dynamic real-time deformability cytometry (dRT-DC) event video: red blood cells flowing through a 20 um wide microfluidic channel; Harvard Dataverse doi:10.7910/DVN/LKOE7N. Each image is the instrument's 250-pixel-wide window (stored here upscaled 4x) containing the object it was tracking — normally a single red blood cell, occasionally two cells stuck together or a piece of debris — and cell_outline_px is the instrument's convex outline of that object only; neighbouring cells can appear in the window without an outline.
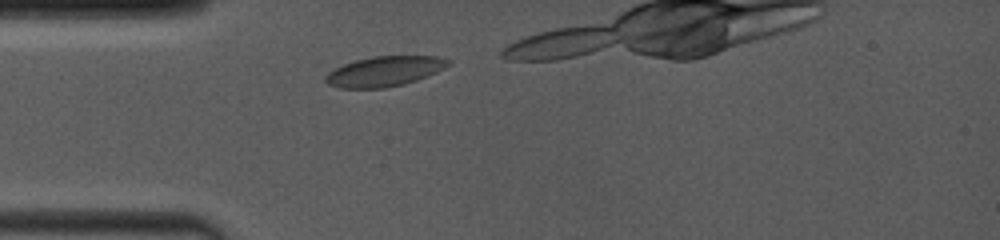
{"species": "common noctule bat (a hibernating species)", "species_latin": "Nyctalus noctula", "temperature_condition": "room temperature", "stored_images_in_passage": 4, "camera_frame_rate_fps": 4000, "um_per_image_px": 0.085, "animal": {"sex": "female", "body_mass_g": 19.0, "forearm_length_mm": 53.3}, "frame": {"image": 1, "passage_image": 1, "time_ms": 0.0, "image_size_px": [1000, 240], "cell_outline_px": [[452, 64], [436, 72], [416, 80], [404, 84], [384, 88], [340, 88], [328, 84], [324, 80], [324, 76], [328, 72], [344, 64], [356, 60], [372, 56], [436, 56], [452, 60]], "centroid_in_image_um": [32.69, 6.06], "position_along_channel_um": 52.3, "area_um2": 21.5}}